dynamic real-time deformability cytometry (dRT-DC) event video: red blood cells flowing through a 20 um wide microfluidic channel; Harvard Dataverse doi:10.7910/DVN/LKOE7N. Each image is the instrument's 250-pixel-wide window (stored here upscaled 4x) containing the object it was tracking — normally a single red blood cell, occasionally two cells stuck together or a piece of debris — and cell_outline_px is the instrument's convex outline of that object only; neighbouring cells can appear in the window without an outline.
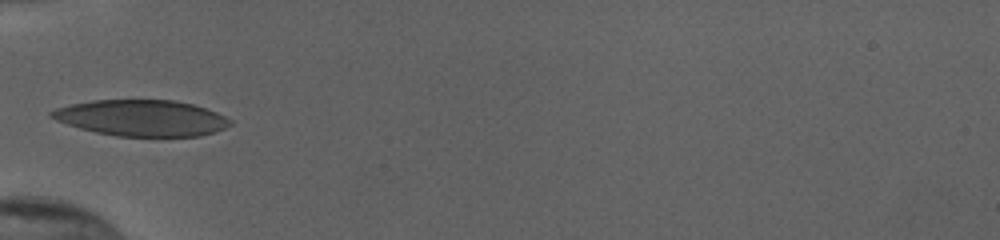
{"species": "human", "species_latin": "Homo sapiens", "temperature_condition": "cold", "stored_images_in_passage": 31, "camera_frame_rate_fps": 3000, "um_per_image_px": 0.085, "donor": {"sex": "female"}, "frame": {"image": 1, "passage_image": 1, "time_ms": 0.0, "image_size_px": [1000, 240], "cell_outline_px": [[232, 124], [224, 128], [200, 136], [116, 136], [96, 132], [80, 128], [56, 120], [48, 116], [48, 112], [56, 108], [72, 104], [92, 100], [176, 100], [192, 104], [216, 112], [232, 120]], "centroid_in_image_um": [12.02, 10.02], "position_along_channel_um": 73.0, "area_um2": 37.45}}
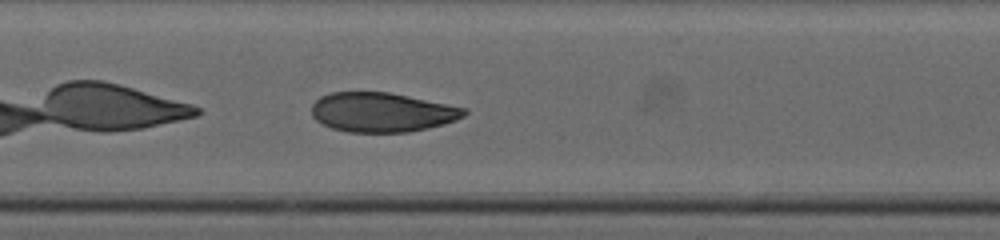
{"frame": {"image": 2, "passage_image": 9, "time_ms": 2.667, "image_size_px": [1000, 240], "cell_outline_px": [[468, 112], [464, 116], [456, 120], [444, 124], [428, 128], [408, 132], [348, 132], [332, 128], [320, 124], [312, 116], [312, 104], [320, 96], [332, 92], [388, 92], [468, 108]], "centroid_in_image_um": [32.46, 9.54], "position_along_channel_um": 174.9, "area_um2": 35.2}}
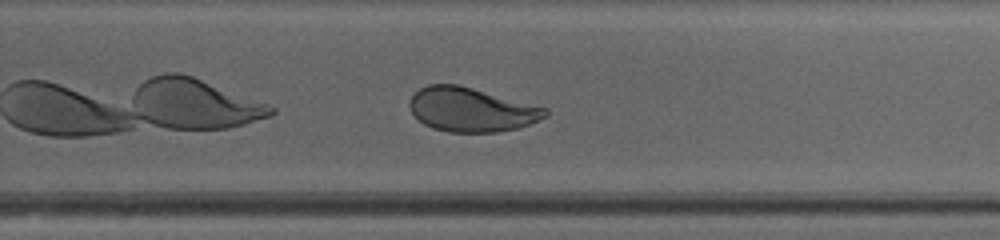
{"frame": {"image": 3, "passage_image": 18, "time_ms": 5.667, "image_size_px": [1000, 240], "cell_outline_px": [[548, 116], [520, 128], [496, 132], [448, 132], [432, 128], [424, 124], [412, 112], [408, 104], [408, 100], [420, 88], [428, 84], [460, 84], [548, 108]], "centroid_in_image_um": [40.07, 9.31], "position_along_channel_um": 289.7, "area_um2": 35.08}, "authors_computed_cell_mechanics": {"area_um2": 36.3562, "velocity_mm_per_s": 3.844, "shape_relaxation_time_tau1_ms": 4.4094, "shape_relaxation_time_tau2_ms": 1.0476, "deformation_change_tau1": 0.1581, "deformation_change_tau2": 0.0631}}